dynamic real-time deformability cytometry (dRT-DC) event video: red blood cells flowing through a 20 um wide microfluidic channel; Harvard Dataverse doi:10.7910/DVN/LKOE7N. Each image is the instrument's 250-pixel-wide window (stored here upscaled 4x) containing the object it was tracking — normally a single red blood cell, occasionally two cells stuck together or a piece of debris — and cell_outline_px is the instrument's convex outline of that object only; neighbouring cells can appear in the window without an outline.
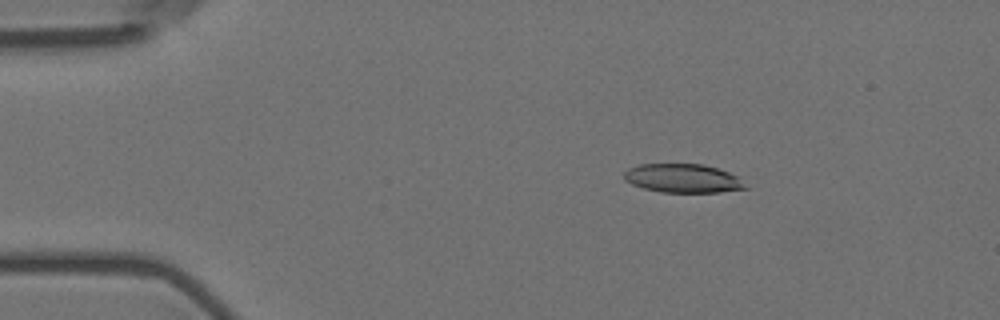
{"species": "Egyptian fruit bat (a non-hibernating species)", "species_latin": "Rousettus aegyptiacus", "temperature_condition": "room temperature", "stored_images_in_passage": 56, "camera_frame_rate_fps": 3000, "um_per_image_px": 0.085, "animal": {"sex": "female"}, "frame": {"image": 1, "passage_image": 9, "time_ms": 2.667, "image_size_px": [1000, 320], "cell_outline_px": [[748, 188], [720, 192], [660, 192], [644, 188], [632, 184], [624, 180], [624, 172], [628, 168], [640, 164], [704, 164], [740, 176]], "centroid_in_image_um": [58.06, 15.15], "position_along_channel_um": 26.9, "area_um2": 20.4}}
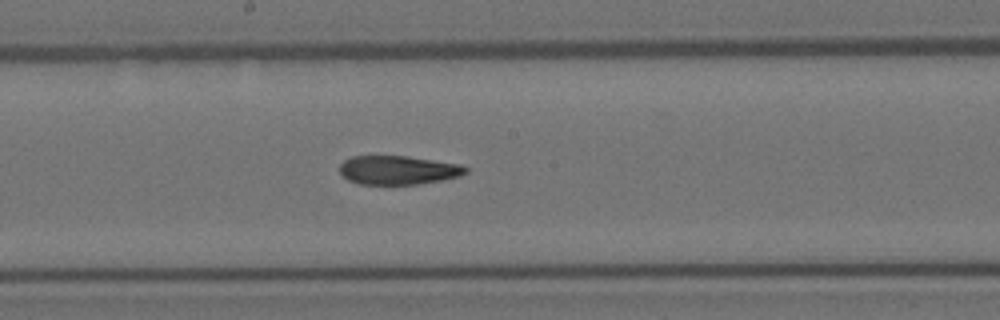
{"frame": {"image": 2, "passage_image": 30, "time_ms": 9.667, "image_size_px": [1000, 320], "cell_outline_px": [[468, 172], [460, 176], [440, 180], [416, 184], [360, 184], [348, 180], [340, 172], [340, 164], [344, 160], [352, 156], [408, 156], [460, 164], [468, 168]], "centroid_in_image_um": [33.84, 14.45], "position_along_channel_um": 214.4, "area_um2": 21.1}}
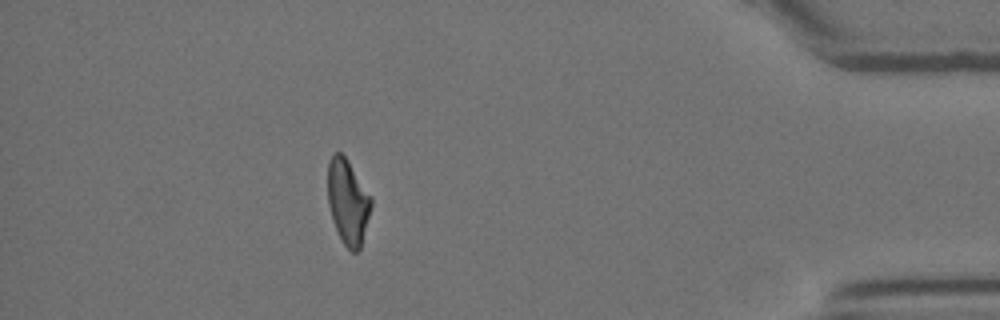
{"frame": {"image": 3, "passage_image": 50, "time_ms": 16.333, "image_size_px": [1000, 320], "cell_outline_px": [[372, 204], [360, 248], [356, 252], [352, 252], [344, 244], [336, 228], [328, 204], [328, 160], [332, 152], [340, 152], [348, 160], [372, 196]], "centroid_in_image_um": [29.57, 17.09], "position_along_channel_um": 405.6, "area_um2": 21.39}, "authors_computed_cell_mechanics": {"area_um2": 22.3108, "velocity_mm_per_s": 3.6017, "shape_relaxation_time_tau1_ms": 10.702, "shape_relaxation_time_tau2_ms": 4.4965, "deformation_change_tau1": 0.2627, "deformation_change_tau2": 0.1417}}